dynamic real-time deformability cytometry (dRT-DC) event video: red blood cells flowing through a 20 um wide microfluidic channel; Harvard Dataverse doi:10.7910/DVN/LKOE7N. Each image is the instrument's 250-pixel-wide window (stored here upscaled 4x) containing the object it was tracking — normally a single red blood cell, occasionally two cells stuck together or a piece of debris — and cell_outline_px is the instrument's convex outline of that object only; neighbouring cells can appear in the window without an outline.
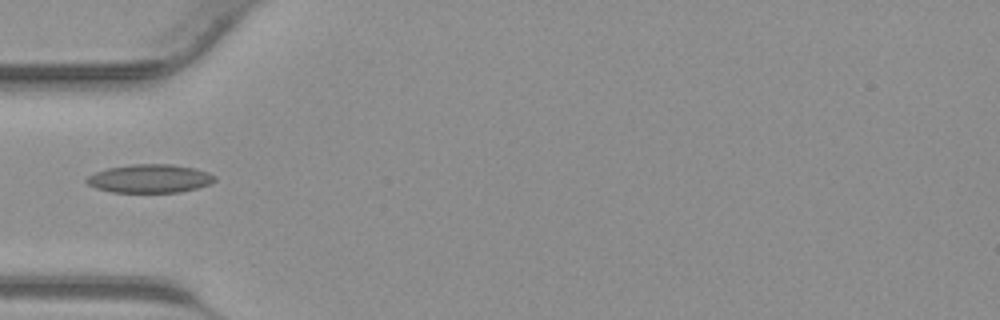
{"species": "common noctule bat (a hibernating species)", "species_latin": "Nyctalus noctula", "temperature_condition": "warm", "stored_images_in_passage": 18, "camera_frame_rate_fps": 3000, "um_per_image_px": 0.085, "animal": {"sex": "male", "body_mass_g": 23.1, "forearm_length_mm": 52.7}, "frame": {"image": 1, "passage_image": 1, "time_ms": 0.0, "image_size_px": [1000, 320], "cell_outline_px": [[216, 180], [208, 184], [196, 188], [180, 192], [112, 192], [96, 188], [88, 184], [84, 180], [88, 176], [96, 172], [108, 168], [132, 164], [172, 164], [196, 168], [208, 172], [216, 176]], "centroid_in_image_um": [12.74, 15.17], "position_along_channel_um": 72.3, "area_um2": 21.21}}
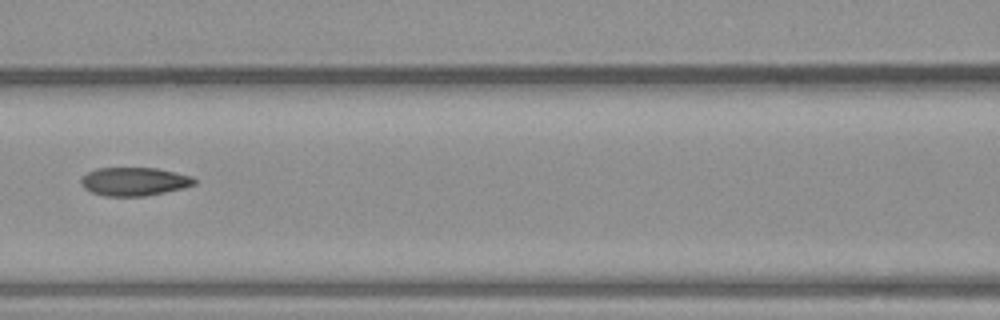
{"frame": {"image": 2, "passage_image": 6, "time_ms": 1.667, "image_size_px": [1000, 320], "cell_outline_px": [[196, 184], [184, 188], [144, 196], [104, 196], [92, 192], [84, 188], [80, 184], [80, 180], [88, 172], [96, 168], [156, 168], [192, 176], [196, 180]], "centroid_in_image_um": [11.41, 15.43], "position_along_channel_um": 155.2, "area_um2": 18.73}}
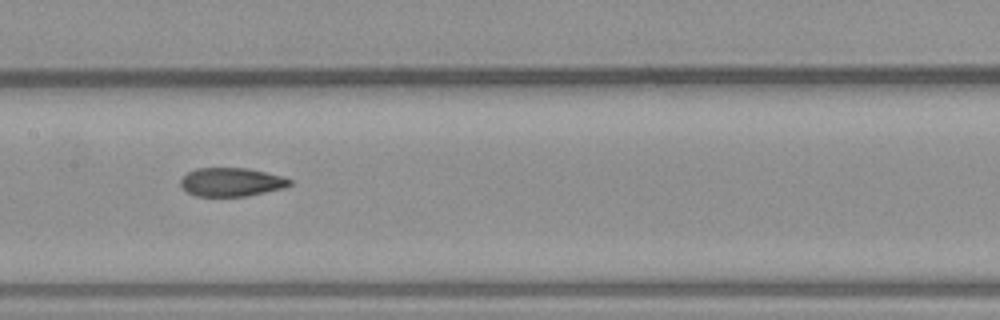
{"frame": {"image": 3, "passage_image": 8, "time_ms": 2.333, "image_size_px": [1000, 320], "cell_outline_px": [[292, 184], [284, 188], [248, 196], [196, 196], [188, 192], [180, 184], [180, 180], [188, 172], [196, 168], [248, 168], [284, 176], [292, 180]], "centroid_in_image_um": [19.71, 15.47], "position_along_channel_um": 187.7, "area_um2": 18.26}}